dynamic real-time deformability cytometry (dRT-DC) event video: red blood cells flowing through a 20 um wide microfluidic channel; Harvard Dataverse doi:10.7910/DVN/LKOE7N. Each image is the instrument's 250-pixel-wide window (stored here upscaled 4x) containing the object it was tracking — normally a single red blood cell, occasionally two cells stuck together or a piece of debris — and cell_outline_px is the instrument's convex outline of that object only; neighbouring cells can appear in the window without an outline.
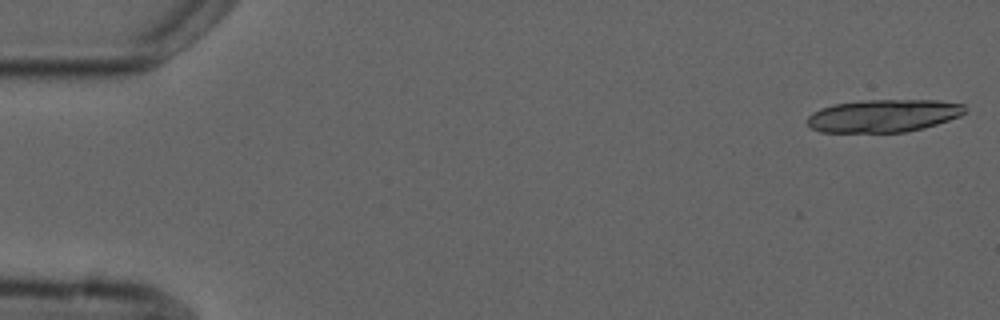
{"species": "common noctule bat (a hibernating species)", "species_latin": "Nyctalus noctula", "temperature_condition": "cold", "stored_images_in_passage": 5, "camera_frame_rate_fps": 3000, "um_per_image_px": 0.085, "animal": {"sex": "male", "forearm_length_mm": 52.5}, "frame": {"image": 1, "passage_image": 1, "time_ms": 0.0, "image_size_px": [1000, 320], "cell_outline_px": [[964, 112], [960, 116], [924, 128], [904, 132], [820, 132], [812, 128], [808, 124], [808, 116], [812, 112], [820, 108], [836, 104], [860, 100], [940, 100], [964, 104]], "centroid_in_image_um": [75.08, 9.83], "position_along_channel_um": 9.9, "area_um2": 30.0}}